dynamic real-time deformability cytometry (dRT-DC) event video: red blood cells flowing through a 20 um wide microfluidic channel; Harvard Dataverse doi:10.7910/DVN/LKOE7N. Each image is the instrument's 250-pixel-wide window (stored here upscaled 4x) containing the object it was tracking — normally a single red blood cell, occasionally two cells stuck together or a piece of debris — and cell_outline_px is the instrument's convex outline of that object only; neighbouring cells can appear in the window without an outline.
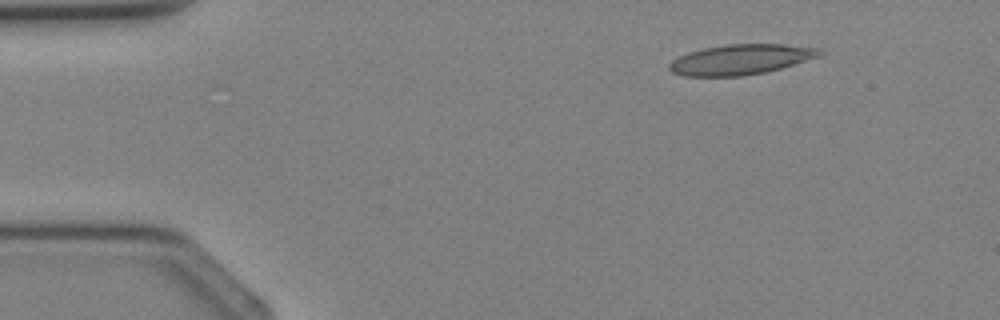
{"species": "Egyptian fruit bat (a non-hibernating species)", "species_latin": "Rousettus aegyptiacus", "temperature_condition": "cold", "stored_images_in_passage": 4, "segment_of_instrument_passage": [2, 2], "camera_frame_rate_fps": 3000, "um_per_image_px": 0.085, "animal": {"sex": "female"}, "frame": {"image": 1, "passage_image": 4, "time_ms": 3.667, "image_size_px": [1000, 320], "cell_outline_px": [[824, 52], [816, 56], [780, 68], [764, 72], [740, 76], [684, 76], [672, 72], [668, 68], [668, 64], [672, 60], [688, 52], [704, 48], [728, 44], [784, 44], [820, 48]], "centroid_in_image_um": [62.9, 5.05], "position_along_channel_um": 22.1, "area_um2": 26.13}}